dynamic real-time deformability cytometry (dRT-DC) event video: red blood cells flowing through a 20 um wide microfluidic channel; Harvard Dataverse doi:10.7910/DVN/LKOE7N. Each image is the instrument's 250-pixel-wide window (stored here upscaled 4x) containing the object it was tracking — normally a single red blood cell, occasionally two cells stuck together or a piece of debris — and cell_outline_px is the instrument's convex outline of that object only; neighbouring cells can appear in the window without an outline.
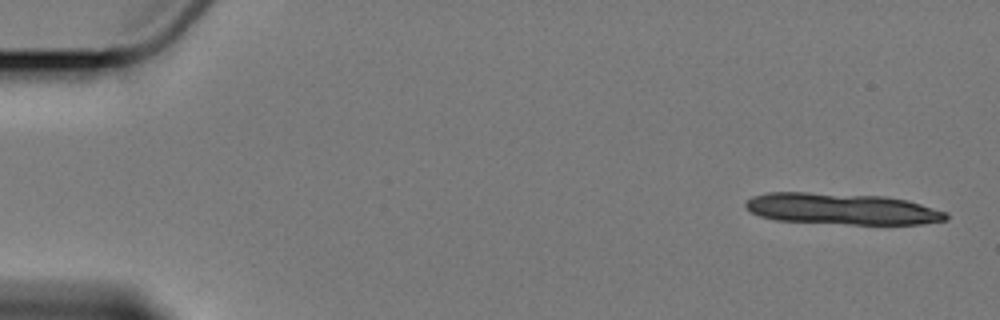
{"species": "Egyptian fruit bat (a non-hibernating species)", "species_latin": "Rousettus aegyptiacus", "temperature_condition": "cold", "stored_images_in_passage": 6, "camera_frame_rate_fps": 3000, "um_per_image_px": 0.085, "animal": {"sex": "female"}, "frame": {"image": 1, "passage_image": 1, "time_ms": 0.0, "image_size_px": [1000, 320], "cell_outline_px": [[948, 220], [920, 224], [848, 224], [776, 220], [760, 216], [748, 212], [744, 204], [752, 196], [768, 192], [808, 192], [884, 196], [908, 200], [948, 212]], "centroid_in_image_um": [71.56, 17.75], "position_along_channel_um": 13.4, "area_um2": 36.82}}
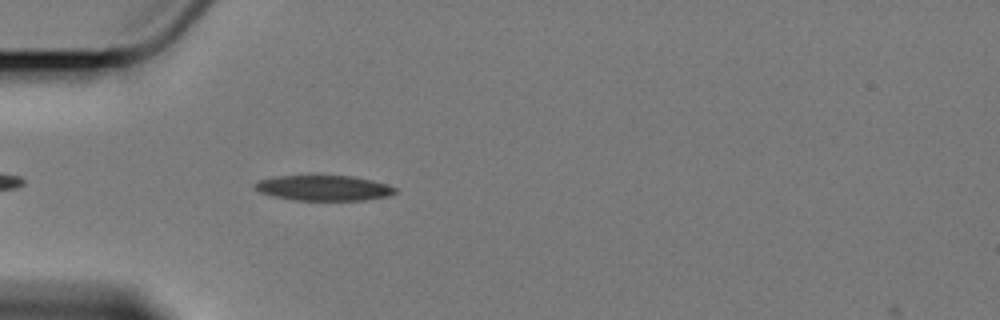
{"frame": {"image": 2, "passage_image": 5, "time_ms": 5.333, "image_size_px": [1000, 320], "cell_outline_px": [[396, 192], [388, 196], [364, 200], [292, 200], [272, 196], [260, 192], [252, 184], [260, 180], [276, 176], [352, 176], [372, 180], [396, 188]], "centroid_in_image_um": [27.49, 15.98], "position_along_channel_um": 57.5, "area_um2": 20.52}}